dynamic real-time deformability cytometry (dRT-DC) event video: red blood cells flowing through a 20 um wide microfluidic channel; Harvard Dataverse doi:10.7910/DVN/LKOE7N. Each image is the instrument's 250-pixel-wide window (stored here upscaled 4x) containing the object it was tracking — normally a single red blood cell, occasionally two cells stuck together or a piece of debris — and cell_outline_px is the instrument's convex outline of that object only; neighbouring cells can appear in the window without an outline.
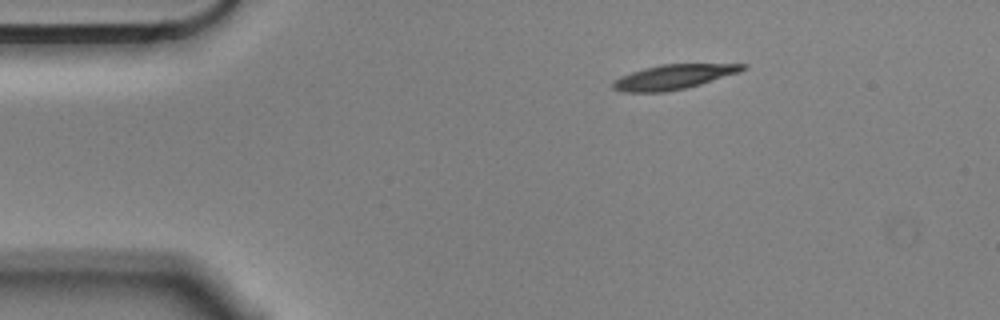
{"species": "Egyptian fruit bat (a non-hibernating species)", "species_latin": "Rousettus aegyptiacus", "temperature_condition": "cold", "stored_images_in_passage": 2, "camera_frame_rate_fps": 3000, "um_per_image_px": 0.085, "animal": {"sex": "male"}, "frame": {"image": 1, "passage_image": 1, "time_ms": 0.0, "image_size_px": [1000, 320], "cell_outline_px": [[748, 68], [740, 72], [700, 84], [684, 88], [664, 92], [624, 92], [612, 88], [612, 84], [620, 76], [644, 68], [660, 64], [748, 64]], "centroid_in_image_um": [57.27, 6.53], "position_along_channel_um": 27.7, "area_um2": 18.5}}